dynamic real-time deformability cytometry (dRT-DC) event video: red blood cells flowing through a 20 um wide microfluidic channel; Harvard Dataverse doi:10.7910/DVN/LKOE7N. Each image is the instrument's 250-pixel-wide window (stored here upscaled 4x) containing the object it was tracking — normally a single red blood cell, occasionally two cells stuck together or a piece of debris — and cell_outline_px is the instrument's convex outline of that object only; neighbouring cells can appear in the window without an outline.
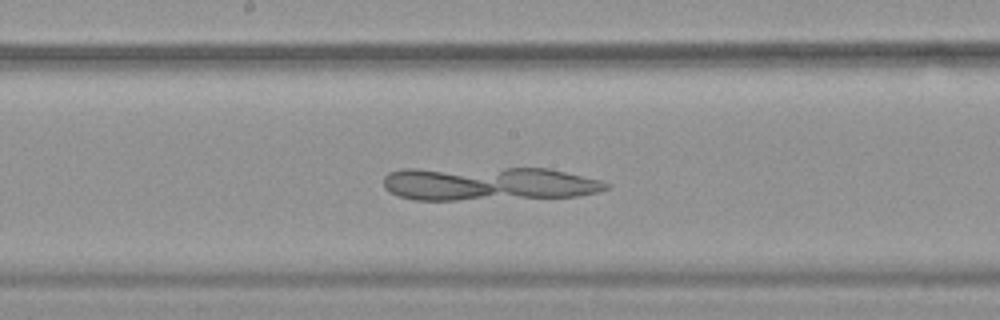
{"species": "common noctule bat (a hibernating species)", "species_latin": "Nyctalus noctula", "temperature_condition": "warm", "stored_images_in_passage": 52, "camera_frame_rate_fps": 3000, "um_per_image_px": 0.085, "animal": {"sex": "female", "body_mass_g": 19.9}, "frame": {"image": 1, "passage_image": 28, "time_ms": 9.0, "image_size_px": [1000, 320], "cell_outline_px": [[612, 184], [608, 188], [596, 192], [576, 196], [456, 200], [416, 200], [400, 196], [384, 188], [384, 176], [388, 172], [400, 168], [548, 168], [604, 180]], "centroid_in_image_um": [41.52, 15.6], "position_along_channel_um": 206.7, "area_um2": 44.1}}
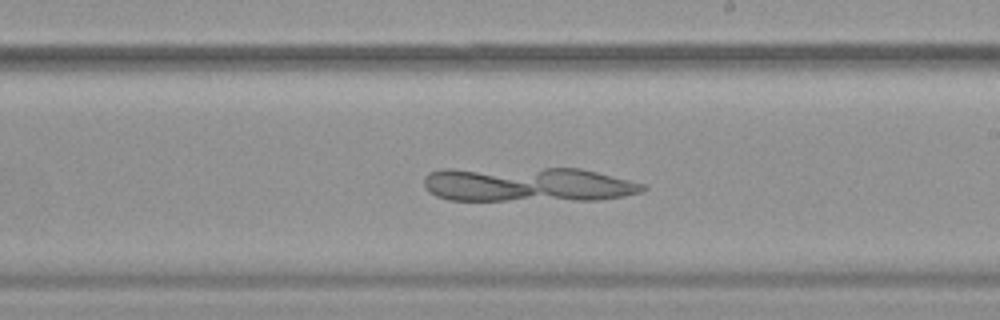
{"frame": {"image": 2, "passage_image": 31, "time_ms": 10.0, "image_size_px": [1000, 320], "cell_outline_px": [[648, 188], [640, 192], [624, 196], [600, 200], [448, 200], [436, 196], [428, 192], [424, 188], [424, 176], [428, 172], [444, 168], [580, 168], [648, 184]], "centroid_in_image_um": [44.84, 15.67], "position_along_channel_um": 244.2, "area_um2": 45.03}}